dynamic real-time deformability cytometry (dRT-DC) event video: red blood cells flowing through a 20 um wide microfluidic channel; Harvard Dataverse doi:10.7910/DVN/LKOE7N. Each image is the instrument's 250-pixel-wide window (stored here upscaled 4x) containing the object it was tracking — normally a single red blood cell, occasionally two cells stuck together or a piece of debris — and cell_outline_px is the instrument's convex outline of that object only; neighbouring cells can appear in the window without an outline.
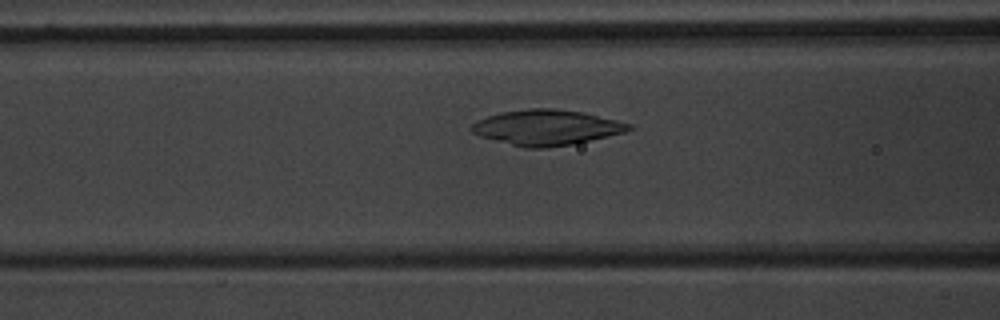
{"species": "common noctule bat (a hibernating species)", "species_latin": "Nyctalus noctula", "temperature_condition": "warm", "stored_images_in_passage": 50, "camera_frame_rate_fps": 3000, "um_per_image_px": 0.085, "animal": {"sex": "male", "body_mass_g": 20.1, "forearm_length_mm": 53.5}, "frame": {"image": 1, "passage_image": 18, "time_ms": 5.667, "image_size_px": [1000, 320], "cell_outline_px": [[636, 128], [624, 132], [572, 144], [548, 148], [524, 148], [480, 136], [472, 132], [472, 124], [488, 116], [504, 112], [528, 108], [552, 108], [584, 112], [632, 124]], "centroid_in_image_um": [46.49, 10.83], "position_along_channel_um": 120.1, "area_um2": 32.14}}
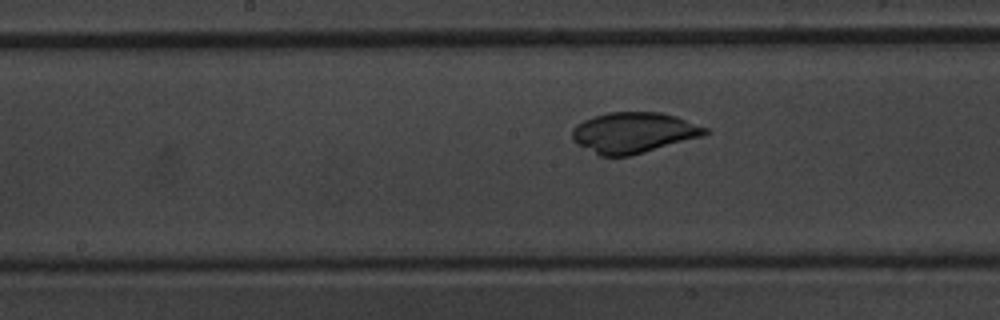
{"frame": {"image": 2, "passage_image": 24, "time_ms": 7.667, "image_size_px": [1000, 320], "cell_outline_px": [[712, 132], [704, 136], [632, 156], [600, 156], [576, 144], [572, 140], [572, 128], [576, 124], [584, 120], [608, 112], [660, 112], [676, 116], [708, 128]], "centroid_in_image_um": [53.87, 11.28], "position_along_channel_um": 194.3, "area_um2": 31.85}}
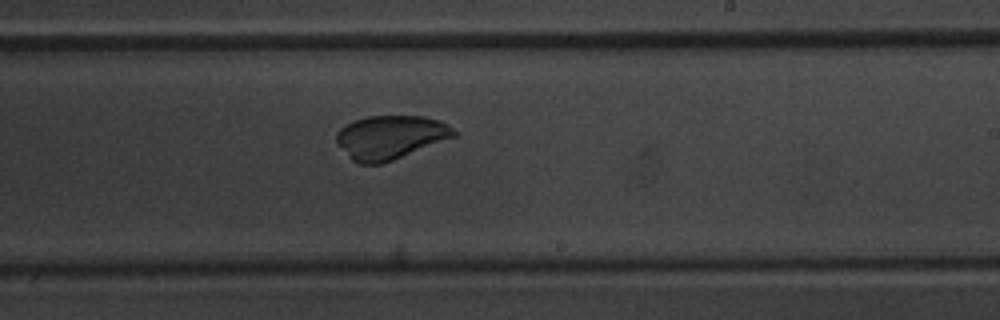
{"frame": {"image": 3, "passage_image": 29, "time_ms": 9.333, "image_size_px": [1000, 320], "cell_outline_px": [[460, 132], [456, 136], [384, 164], [360, 164], [352, 160], [336, 144], [336, 132], [340, 128], [352, 120], [368, 116], [424, 116], [440, 120], [448, 124]], "centroid_in_image_um": [33.19, 11.66], "position_along_channel_um": 255.8, "area_um2": 30.4}}